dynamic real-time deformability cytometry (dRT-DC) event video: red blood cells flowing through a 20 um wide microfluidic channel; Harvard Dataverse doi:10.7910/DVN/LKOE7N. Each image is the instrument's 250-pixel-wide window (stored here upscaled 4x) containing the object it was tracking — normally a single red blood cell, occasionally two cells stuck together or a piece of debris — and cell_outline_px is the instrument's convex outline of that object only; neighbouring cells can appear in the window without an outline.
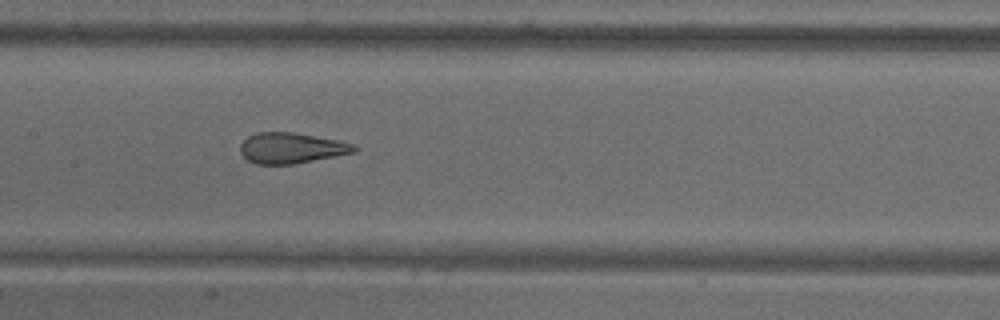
{"species": "common noctule bat (a hibernating species)", "species_latin": "Nyctalus noctula", "temperature_condition": "warm", "stored_images_in_passage": 11, "camera_frame_rate_fps": 3000, "um_per_image_px": 0.085, "animal": {"sex": "male", "body_mass_g": 18.8}, "frame": {"image": 1, "passage_image": 10, "time_ms": 11.667, "image_size_px": [1000, 320], "cell_outline_px": [[360, 148], [356, 152], [292, 164], [256, 164], [248, 160], [240, 152], [240, 144], [248, 136], [256, 132], [292, 132], [336, 140], [356, 144]], "centroid_in_image_um": [24.77, 12.58], "position_along_channel_um": 182.6, "area_um2": 20.29}}
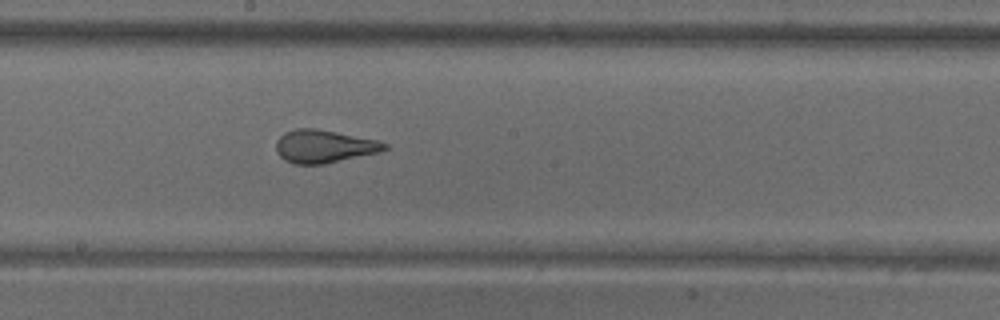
{"frame": {"image": 2, "passage_image": 11, "time_ms": 13.0, "image_size_px": [1000, 320], "cell_outline_px": [[388, 148], [380, 152], [324, 164], [296, 164], [284, 160], [276, 152], [276, 140], [284, 132], [296, 128], [316, 128], [376, 140], [388, 144]], "centroid_in_image_um": [27.51, 12.44], "position_along_channel_um": 220.7, "area_um2": 20.81}}